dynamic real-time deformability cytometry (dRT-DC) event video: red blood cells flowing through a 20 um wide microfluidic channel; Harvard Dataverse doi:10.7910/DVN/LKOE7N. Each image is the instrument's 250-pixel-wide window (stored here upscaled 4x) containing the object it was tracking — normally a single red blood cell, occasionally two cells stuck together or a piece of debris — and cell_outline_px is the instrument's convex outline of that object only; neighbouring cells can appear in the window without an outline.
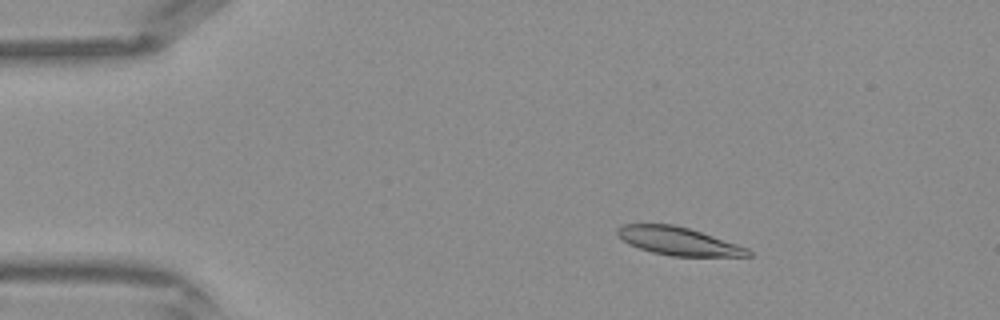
{"species": "Egyptian fruit bat (a non-hibernating species)", "species_latin": "Rousettus aegyptiacus", "temperature_condition": "warm", "stored_images_in_passage": 41, "camera_frame_rate_fps": 3000, "um_per_image_px": 0.085, "frame": {"image": 1, "passage_image": 6, "time_ms": 1.667, "image_size_px": [1000, 320], "cell_outline_px": [[752, 256], [672, 256], [652, 252], [628, 244], [616, 236], [616, 228], [624, 224], [672, 224], [688, 228], [748, 248], [752, 252]], "centroid_in_image_um": [57.6, 20.49], "position_along_channel_um": 27.4, "area_um2": 21.21}}
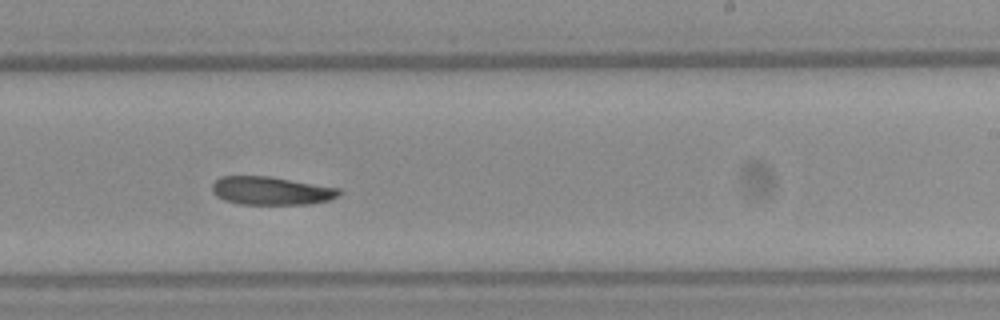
{"frame": {"image": 2, "passage_image": 25, "time_ms": 8.0, "image_size_px": [1000, 320], "cell_outline_px": [[340, 196], [328, 200], [308, 204], [240, 204], [224, 200], [216, 196], [212, 192], [212, 184], [220, 176], [268, 176], [340, 188]], "centroid_in_image_um": [23.03, 16.21], "position_along_channel_um": 266.0, "area_um2": 20.87}}
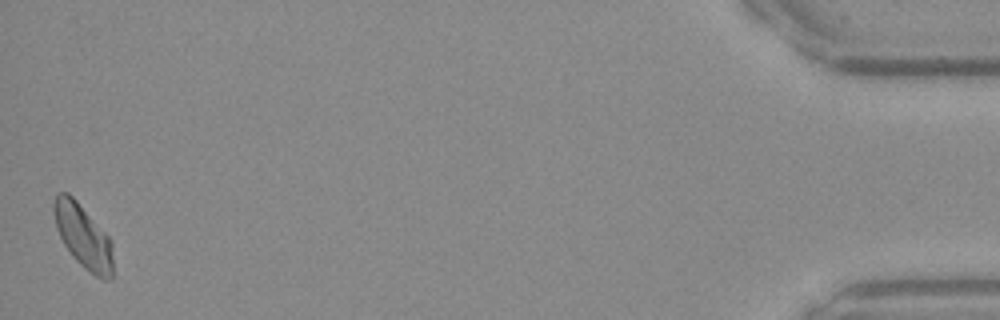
{"frame": {"image": 3, "passage_image": 41, "time_ms": 13.333, "image_size_px": [1000, 320], "cell_outline_px": [[112, 280], [104, 280], [96, 276], [84, 268], [72, 256], [64, 244], [56, 228], [52, 212], [52, 204], [56, 196], [60, 192], [68, 192], [76, 200], [112, 240]], "centroid_in_image_um": [7.05, 20.09], "position_along_channel_um": 428.1, "area_um2": 21.96}}